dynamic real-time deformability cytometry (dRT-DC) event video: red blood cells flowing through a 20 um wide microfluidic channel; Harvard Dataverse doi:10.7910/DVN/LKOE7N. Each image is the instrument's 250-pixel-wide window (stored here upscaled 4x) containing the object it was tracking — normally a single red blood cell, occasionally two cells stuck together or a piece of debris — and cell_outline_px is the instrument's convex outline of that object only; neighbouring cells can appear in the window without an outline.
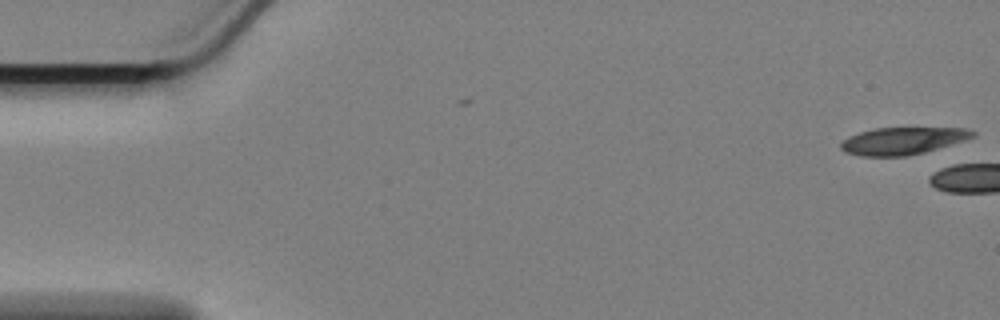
{"species": "Egyptian fruit bat (a non-hibernating species)", "species_latin": "Rousettus aegyptiacus", "temperature_condition": "cold", "stored_images_in_passage": 4, "camera_frame_rate_fps": 3000, "um_per_image_px": 0.085, "animal": {"sex": "female"}, "frame": {"image": 1, "passage_image": 1, "time_ms": 0.0, "image_size_px": [1000, 320], "cell_outline_px": [[976, 136], [964, 140], [924, 152], [904, 156], [860, 156], [844, 152], [840, 148], [840, 144], [848, 136], [860, 132], [876, 128], [964, 128], [976, 132]], "centroid_in_image_um": [76.69, 11.97], "position_along_channel_um": 8.3, "area_um2": 20.75}}